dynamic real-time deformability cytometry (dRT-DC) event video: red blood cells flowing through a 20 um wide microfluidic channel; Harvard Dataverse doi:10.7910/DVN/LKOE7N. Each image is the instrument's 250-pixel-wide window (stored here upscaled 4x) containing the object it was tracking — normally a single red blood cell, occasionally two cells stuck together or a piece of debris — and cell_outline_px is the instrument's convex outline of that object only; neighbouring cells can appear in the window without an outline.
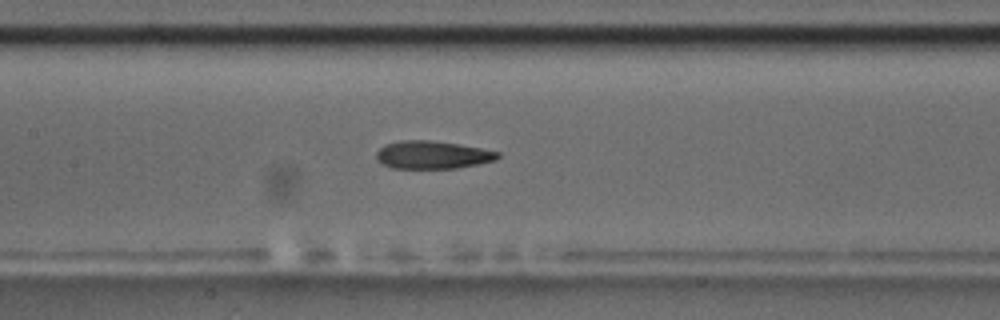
{"species": "common noctule bat (a hibernating species)", "species_latin": "Nyctalus noctula", "temperature_condition": "room temperature", "stored_images_in_passage": 47, "camera_frame_rate_fps": 3000, "um_per_image_px": 0.085, "animal": {"sex": "male", "body_mass_g": 17.5, "forearm_length_mm": 52.3}, "frame": {"image": 1, "passage_image": 27, "time_ms": 8.667, "image_size_px": [1000, 320], "cell_outline_px": [[500, 156], [496, 160], [480, 164], [456, 168], [392, 168], [380, 164], [376, 160], [376, 152], [384, 144], [400, 140], [428, 140], [460, 144], [500, 152]], "centroid_in_image_um": [36.73, 13.16], "position_along_channel_um": 170.7, "area_um2": 19.94}}